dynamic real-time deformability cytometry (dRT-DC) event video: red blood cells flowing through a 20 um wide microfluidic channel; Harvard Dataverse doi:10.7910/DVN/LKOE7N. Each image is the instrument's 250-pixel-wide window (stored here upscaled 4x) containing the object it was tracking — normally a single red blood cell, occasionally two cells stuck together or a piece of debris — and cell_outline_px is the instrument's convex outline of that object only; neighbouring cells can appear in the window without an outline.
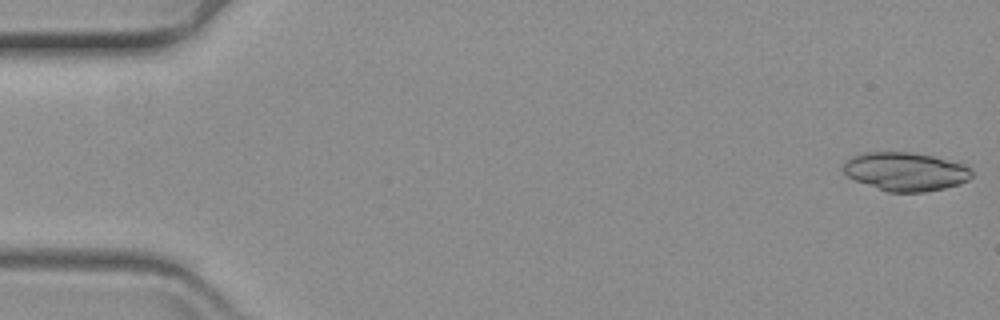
{"species": "common noctule bat (a hibernating species)", "species_latin": "Nyctalus noctula", "temperature_condition": "warm", "stored_images_in_passage": 12, "camera_frame_rate_fps": 3000, "um_per_image_px": 0.085, "animal": {"sex": "female", "body_mass_g": 19.3, "forearm_length_mm": 54.1}, "frame": {"image": 1, "passage_image": 1, "time_ms": 0.0, "image_size_px": [1000, 320], "cell_outline_px": [[972, 176], [968, 180], [960, 184], [944, 188], [924, 192], [888, 192], [856, 180], [848, 176], [840, 168], [844, 160], [852, 156], [864, 152], [908, 152], [932, 156], [964, 164], [972, 172]], "centroid_in_image_um": [76.93, 14.58], "position_along_channel_um": 8.1, "area_um2": 28.84}}